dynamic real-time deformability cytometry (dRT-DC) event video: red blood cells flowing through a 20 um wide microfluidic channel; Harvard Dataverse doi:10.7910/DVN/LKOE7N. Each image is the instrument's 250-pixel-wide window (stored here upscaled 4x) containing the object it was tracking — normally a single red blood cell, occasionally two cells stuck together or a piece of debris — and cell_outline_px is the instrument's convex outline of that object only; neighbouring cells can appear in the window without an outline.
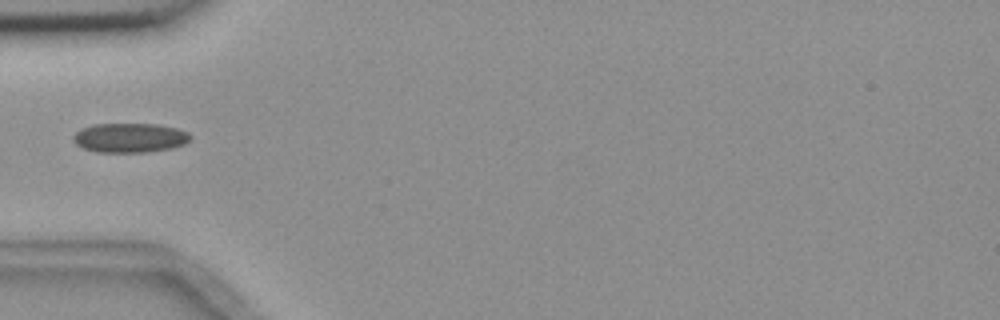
{"species": "common noctule bat (a hibernating species)", "species_latin": "Nyctalus noctula", "temperature_condition": "room temperature", "stored_images_in_passage": 5, "camera_frame_rate_fps": 3000, "um_per_image_px": 0.085, "animal": {"sex": "female", "body_mass_g": 18.4}, "frame": {"image": 1, "passage_image": 3, "time_ms": 3.0, "image_size_px": [1000, 320], "cell_outline_px": [[192, 136], [184, 144], [172, 148], [148, 152], [96, 152], [84, 148], [76, 144], [72, 140], [72, 136], [80, 128], [92, 124], [156, 124], [176, 128], [188, 132]], "centroid_in_image_um": [11.0, 11.71], "position_along_channel_um": 74.0, "area_um2": 20.17}}
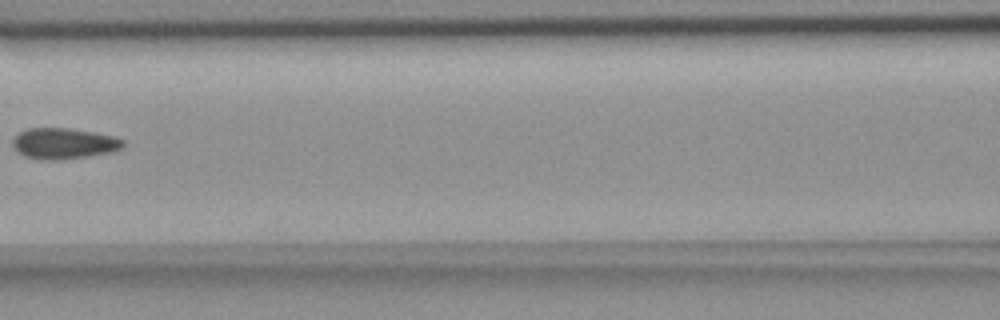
{"frame": {"image": 2, "passage_image": 5, "time_ms": 5.333, "image_size_px": [1000, 320], "cell_outline_px": [[124, 148], [112, 152], [88, 156], [56, 160], [40, 160], [24, 156], [16, 152], [12, 144], [12, 140], [20, 132], [28, 128], [68, 128], [116, 136], [124, 140]], "centroid_in_image_um": [5.43, 12.2], "position_along_channel_um": 161.2, "area_um2": 20.06}}